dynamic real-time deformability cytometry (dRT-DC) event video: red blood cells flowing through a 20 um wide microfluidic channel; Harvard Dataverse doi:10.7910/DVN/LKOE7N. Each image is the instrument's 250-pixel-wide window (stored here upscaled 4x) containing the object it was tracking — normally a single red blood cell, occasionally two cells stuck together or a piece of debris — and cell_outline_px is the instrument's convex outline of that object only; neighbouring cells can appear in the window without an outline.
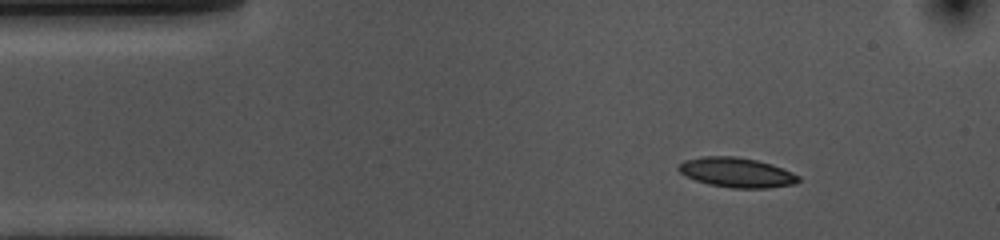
{"species": "common noctule bat (a hibernating species)", "species_latin": "Nyctalus noctula", "temperature_condition": "cold", "stored_images_in_passage": 48, "camera_frame_rate_fps": 3000, "um_per_image_px": 0.085, "animal": {"sex": "female", "body_mass_g": 10.0, "forearm_length_mm": 53.1}, "frame": {"image": 1, "passage_image": 1, "time_ms": 0.0, "image_size_px": [1000, 240], "cell_outline_px": [[800, 180], [796, 184], [768, 188], [732, 188], [708, 184], [696, 180], [680, 172], [676, 168], [684, 160], [700, 156], [736, 156], [756, 160], [772, 164], [792, 172], [800, 176]], "centroid_in_image_um": [62.63, 14.66], "position_along_channel_um": 22.4, "area_um2": 20.87}}
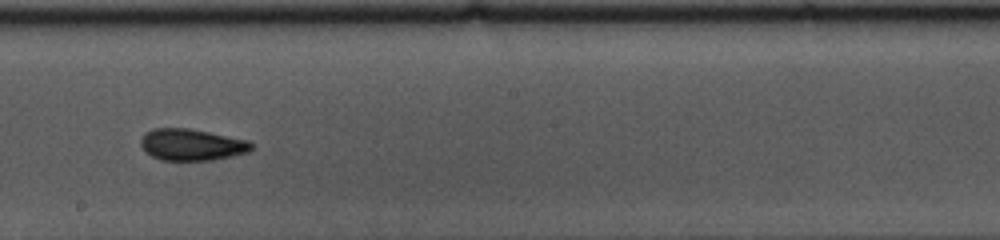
{"frame": {"image": 2, "passage_image": 23, "time_ms": 7.333, "image_size_px": [1000, 240], "cell_outline_px": [[252, 148], [248, 152], [232, 156], [212, 160], [160, 160], [152, 156], [140, 144], [140, 136], [144, 132], [152, 128], [192, 128], [248, 140], [252, 144]], "centroid_in_image_um": [16.27, 12.28], "position_along_channel_um": 231.9, "area_um2": 20.52}}
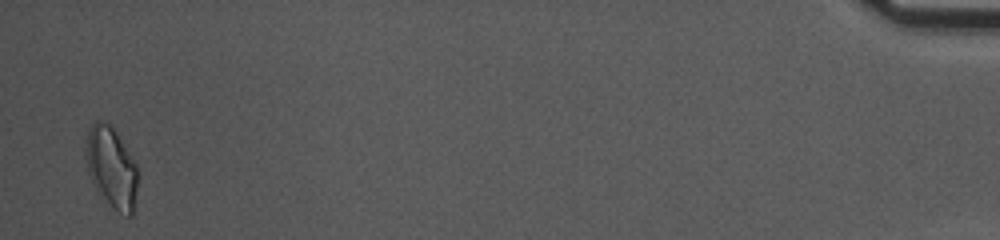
{"frame": {"image": 3, "passage_image": 47, "time_ms": 15.333, "image_size_px": [1000, 240], "cell_outline_px": [[136, 188], [132, 216], [128, 216], [120, 212], [92, 184], [88, 172], [84, 148], [88, 132], [92, 124], [96, 120], [104, 120], [112, 124], [136, 164]], "centroid_in_image_um": [9.44, 14.13], "position_along_channel_um": 425.8, "area_um2": 24.04}, "authors_computed_cell_mechanics": {"area_um2": 20.2878, "velocity_mm_per_s": 3.6178, "shape_relaxation_time_tau1_ms": 8.5203, "shape_relaxation_time_tau2_ms": 2.8036, "deformation_change_tau1": 0.1778, "deformation_change_tau2": 0.0882}}